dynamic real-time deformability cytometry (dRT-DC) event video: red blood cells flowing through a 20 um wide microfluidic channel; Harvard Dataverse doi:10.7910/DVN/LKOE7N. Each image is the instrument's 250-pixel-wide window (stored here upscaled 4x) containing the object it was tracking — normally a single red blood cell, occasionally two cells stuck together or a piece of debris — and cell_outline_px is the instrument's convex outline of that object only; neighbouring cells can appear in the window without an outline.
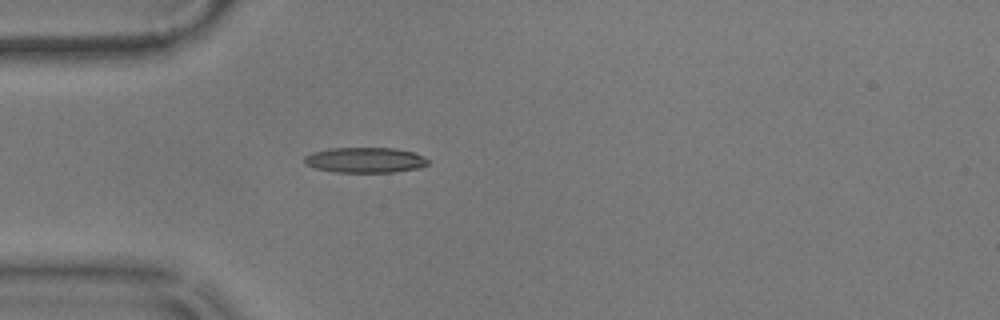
{"species": "common noctule bat (a hibernating species)", "species_latin": "Nyctalus noctula", "temperature_condition": "warm", "stored_images_in_passage": 32, "camera_frame_rate_fps": 3000, "um_per_image_px": 0.085, "animal": {"sex": "male", "body_mass_g": 17.9}, "frame": {"image": 1, "passage_image": 1, "time_ms": 0.0, "image_size_px": [1000, 320], "cell_outline_px": [[428, 164], [416, 168], [392, 172], [332, 172], [316, 168], [304, 164], [304, 156], [312, 152], [328, 148], [396, 148], [412, 152], [428, 160]], "centroid_in_image_um": [30.95, 13.6], "position_along_channel_um": 54.0, "area_um2": 18.15}}
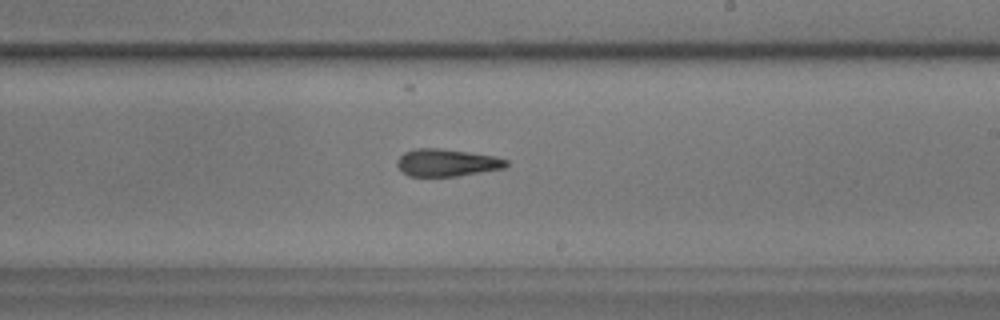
{"frame": {"image": 2, "passage_image": 18, "time_ms": 5.667, "image_size_px": [1000, 320], "cell_outline_px": [[508, 164], [504, 168], [456, 176], [408, 176], [396, 164], [396, 160], [404, 152], [416, 148], [440, 148], [496, 156], [508, 160]], "centroid_in_image_um": [37.97, 13.82], "position_along_channel_um": 251.0, "area_um2": 17.34}}
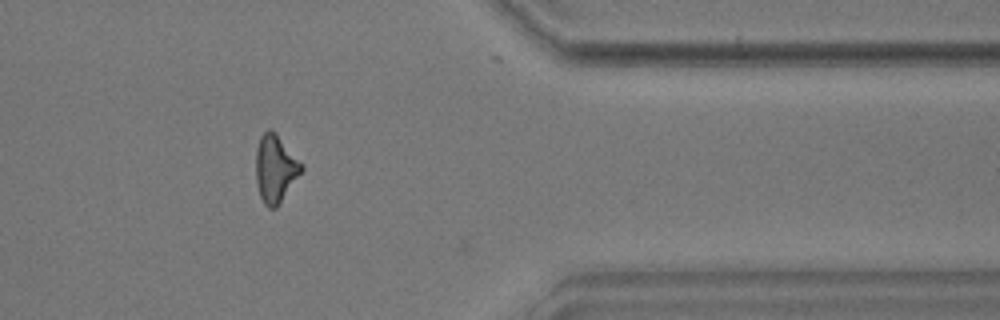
{"frame": {"image": 3, "passage_image": 31, "time_ms": 10.0, "image_size_px": [1000, 320], "cell_outline_px": [[304, 168], [276, 208], [268, 208], [264, 204], [260, 196], [256, 180], [256, 148], [260, 136], [268, 128], [272, 128], [276, 132], [304, 164]], "centroid_in_image_um": [23.41, 14.29], "position_along_channel_um": 388.0, "area_um2": 18.09}, "authors_computed_cell_mechanics": {"area_um2": 18.0047, "velocity_mm_per_s": 3.584, "shape_relaxation_time_tau1_ms": null, "shape_relaxation_time_tau2_ms": 3.9459, "deformation_change_tau1": null, "deformation_change_tau2": 0.1447}}